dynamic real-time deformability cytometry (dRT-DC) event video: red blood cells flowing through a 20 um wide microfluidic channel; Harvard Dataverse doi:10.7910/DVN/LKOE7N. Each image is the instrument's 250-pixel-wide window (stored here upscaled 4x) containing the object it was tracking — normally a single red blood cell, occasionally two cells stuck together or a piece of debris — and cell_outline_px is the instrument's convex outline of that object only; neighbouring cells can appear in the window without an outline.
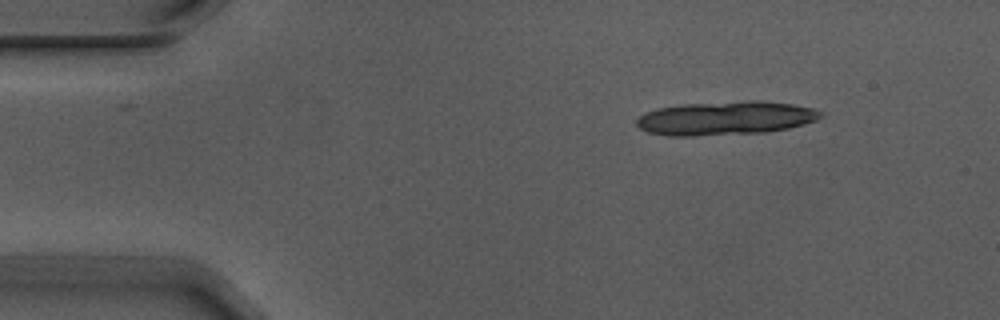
{"species": "Egyptian fruit bat (a non-hibernating species)", "species_latin": "Rousettus aegyptiacus", "temperature_condition": "warm", "stored_images_in_passage": 4, "camera_frame_rate_fps": 3000, "um_per_image_px": 0.085, "animal": {"sex": "male"}, "frame": {"image": 1, "passage_image": 4, "time_ms": 1.0, "image_size_px": [1000, 320], "cell_outline_px": [[824, 116], [816, 120], [804, 124], [788, 128], [764, 132], [692, 136], [668, 136], [648, 132], [640, 128], [636, 124], [636, 120], [640, 116], [656, 108], [680, 104], [748, 100], [760, 100], [792, 104], [812, 108], [824, 112]], "centroid_in_image_um": [61.68, 10.03], "position_along_channel_um": 23.3, "area_um2": 36.36}}